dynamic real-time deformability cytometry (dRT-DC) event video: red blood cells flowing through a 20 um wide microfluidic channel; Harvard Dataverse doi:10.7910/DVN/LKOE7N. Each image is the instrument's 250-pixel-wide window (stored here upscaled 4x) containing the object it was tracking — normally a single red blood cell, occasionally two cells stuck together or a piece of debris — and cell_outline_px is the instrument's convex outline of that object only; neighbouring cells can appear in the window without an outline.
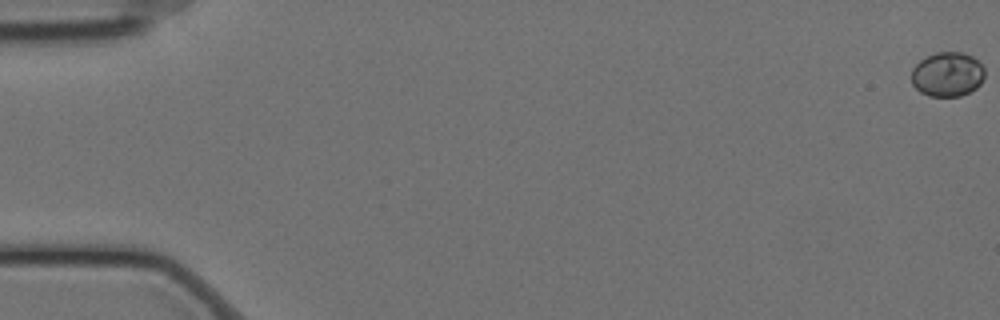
{"species": "Egyptian fruit bat (a non-hibernating species)", "species_latin": "Rousettus aegyptiacus", "temperature_condition": "cold", "stored_images_in_passage": 3, "camera_frame_rate_fps": 3000, "um_per_image_px": 0.085, "animal": {"sex": "female"}, "frame": {"image": 1, "passage_image": 1, "time_ms": 0.0, "image_size_px": [1000, 320], "cell_outline_px": [[984, 76], [980, 84], [976, 88], [960, 96], [928, 96], [920, 92], [912, 84], [912, 68], [920, 60], [936, 52], [964, 52], [972, 56], [984, 68]], "centroid_in_image_um": [80.52, 6.32], "position_along_channel_um": 4.5, "area_um2": 18.96}}